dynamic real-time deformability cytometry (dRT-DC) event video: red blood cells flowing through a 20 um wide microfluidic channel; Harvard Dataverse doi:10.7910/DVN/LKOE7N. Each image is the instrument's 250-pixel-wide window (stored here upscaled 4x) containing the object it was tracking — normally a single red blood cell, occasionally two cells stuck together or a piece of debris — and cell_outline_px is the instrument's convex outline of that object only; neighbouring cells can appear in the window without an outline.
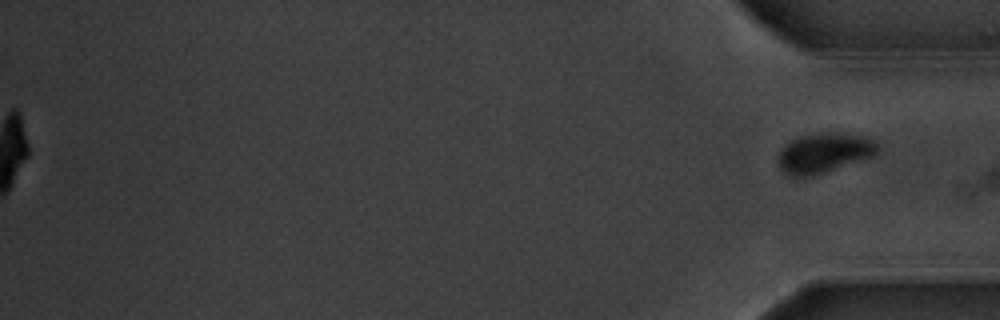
{"species": "common noctule bat (a hibernating species)", "species_latin": "Nyctalus noctula", "temperature_condition": "warm", "stored_images_in_passage": 44, "segment_of_instrument_passage": [2, 2], "camera_frame_rate_fps": 3000, "um_per_image_px": 0.085, "animal": {"sex": "male", "body_mass_g": 20.1, "forearm_length_mm": 53.5}, "frame": {"image": 1, "passage_image": 44, "time_ms": 14.333, "image_size_px": [1000, 320], "cell_outline_px": [[880, 148], [876, 156], [812, 176], [788, 176], [780, 168], [780, 148], [784, 144], [800, 136], [820, 132], [836, 132], [864, 136], [880, 144]], "centroid_in_image_um": [70.1, 12.98], "position_along_channel_um": 365.1, "area_um2": 23.29}}